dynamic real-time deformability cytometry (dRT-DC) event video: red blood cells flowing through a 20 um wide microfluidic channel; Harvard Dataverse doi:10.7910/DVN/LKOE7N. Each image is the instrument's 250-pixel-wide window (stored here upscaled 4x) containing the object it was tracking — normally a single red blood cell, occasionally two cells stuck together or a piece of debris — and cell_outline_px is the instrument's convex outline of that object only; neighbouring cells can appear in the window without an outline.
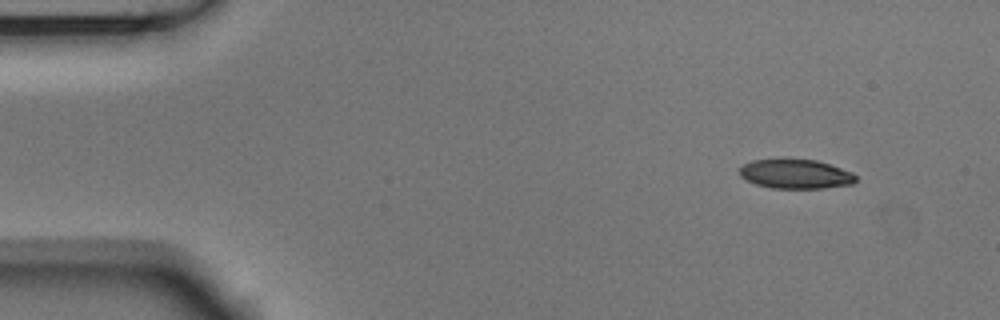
{"species": "Egyptian fruit bat (a non-hibernating species)", "species_latin": "Rousettus aegyptiacus", "temperature_condition": "room temperature", "stored_images_in_passage": 49, "camera_frame_rate_fps": 3000, "um_per_image_px": 0.085, "animal": {"sex": "male"}, "frame": {"image": 1, "passage_image": 1, "time_ms": 0.0, "image_size_px": [1000, 320], "cell_outline_px": [[856, 180], [852, 184], [824, 188], [772, 188], [756, 184], [740, 176], [740, 168], [744, 164], [752, 160], [816, 160], [852, 172], [856, 176]], "centroid_in_image_um": [67.64, 14.8], "position_along_channel_um": 17.4, "area_um2": 19.48}}
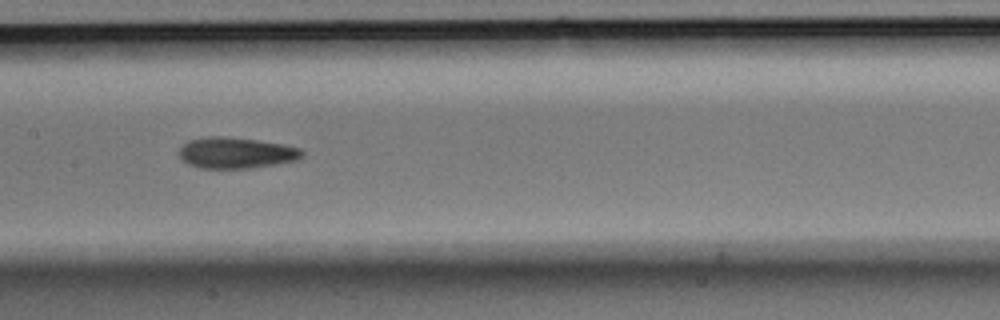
{"frame": {"image": 2, "passage_image": 22, "time_ms": 7.0, "image_size_px": [1000, 320], "cell_outline_px": [[304, 156], [296, 160], [276, 164], [252, 168], [200, 168], [188, 164], [180, 156], [180, 148], [188, 140], [208, 136], [224, 136], [256, 140], [284, 144], [300, 148], [304, 152]], "centroid_in_image_um": [20.09, 12.99], "position_along_channel_um": 187.3, "area_um2": 22.25}}
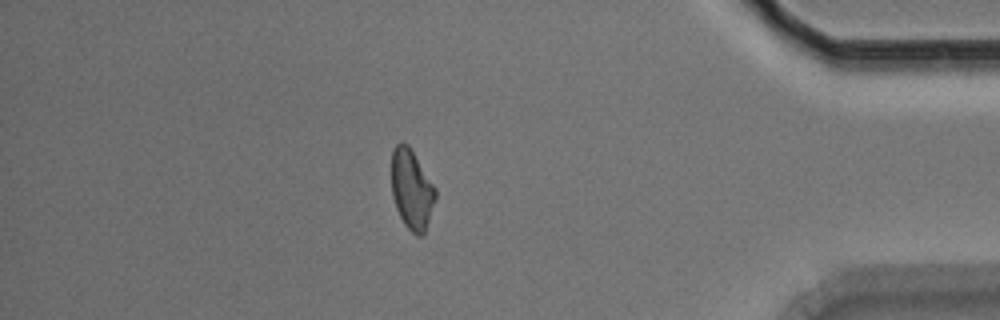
{"frame": {"image": 3, "passage_image": 42, "time_ms": 13.667, "image_size_px": [1000, 320], "cell_outline_px": [[436, 200], [424, 236], [416, 236], [404, 224], [396, 208], [392, 196], [392, 148], [400, 140], [408, 144], [436, 188]], "centroid_in_image_um": [35.0, 16.11], "position_along_channel_um": 400.2, "area_um2": 20.69}, "authors_computed_cell_mechanics": {"area_um2": 21.3282, "velocity_mm_per_s": 3.7621, "shape_relaxation_time_tau1_ms": null, "shape_relaxation_time_tau2_ms": 3.7315, "deformation_change_tau1": null, "deformation_change_tau2": 0.1069}}